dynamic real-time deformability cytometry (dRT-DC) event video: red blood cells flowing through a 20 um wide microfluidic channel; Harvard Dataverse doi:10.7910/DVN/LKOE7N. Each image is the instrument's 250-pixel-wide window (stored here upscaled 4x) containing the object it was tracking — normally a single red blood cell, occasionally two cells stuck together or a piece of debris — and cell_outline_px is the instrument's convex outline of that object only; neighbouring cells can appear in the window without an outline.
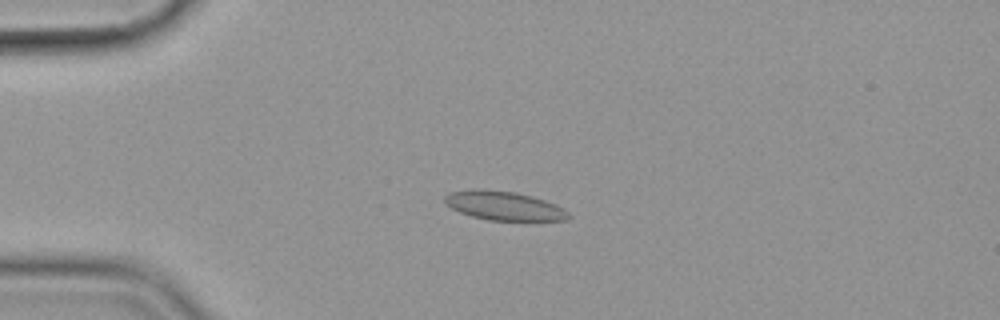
{"species": "common noctule bat (a hibernating species)", "species_latin": "Nyctalus noctula", "temperature_condition": "cold", "stored_images_in_passage": 56, "camera_frame_rate_fps": 3000, "um_per_image_px": 0.085, "animal": {"sex": "female", "body_mass_g": 19.9}, "frame": {"image": 1, "passage_image": 14, "time_ms": 4.333, "image_size_px": [1000, 320], "cell_outline_px": [[572, 216], [568, 220], [488, 220], [472, 216], [460, 212], [444, 204], [444, 196], [452, 192], [476, 188], [516, 192], [532, 196], [544, 200], [568, 212]], "centroid_in_image_um": [42.8, 17.48], "position_along_channel_um": 42.2, "area_um2": 20.69}}
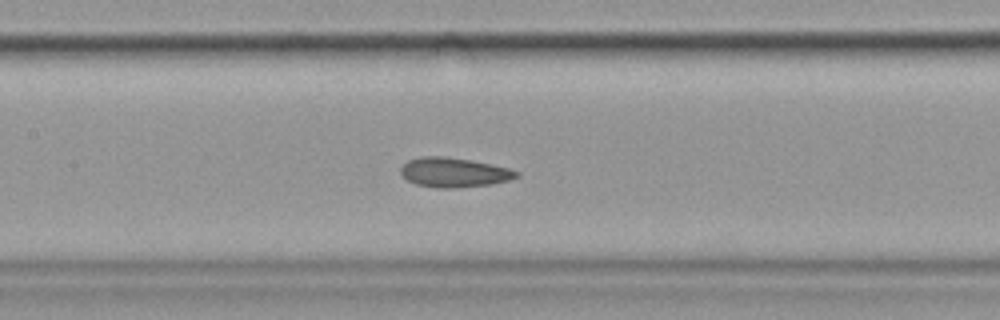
{"frame": {"image": 2, "passage_image": 27, "time_ms": 8.667, "image_size_px": [1000, 320], "cell_outline_px": [[520, 176], [512, 180], [492, 184], [456, 188], [436, 188], [416, 184], [408, 180], [400, 172], [400, 168], [408, 160], [420, 156], [444, 156], [472, 160], [492, 164], [508, 168], [520, 172]], "centroid_in_image_um": [38.62, 14.65], "position_along_channel_um": 168.8, "area_um2": 20.17}}
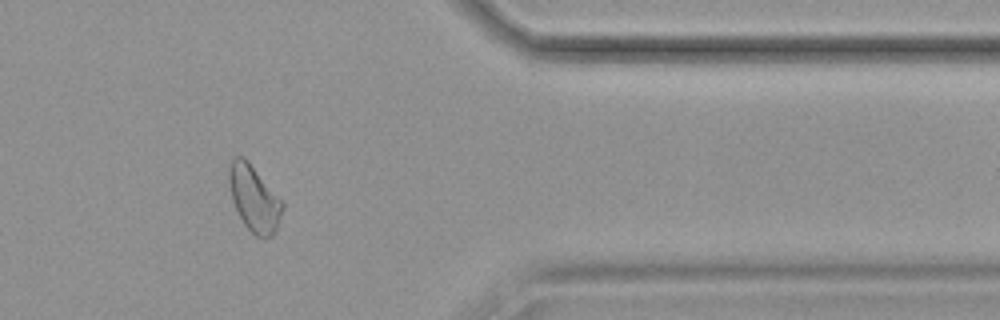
{"frame": {"image": 3, "passage_image": 47, "time_ms": 15.333, "image_size_px": [1000, 320], "cell_outline_px": [[284, 208], [276, 232], [272, 236], [256, 236], [244, 224], [232, 200], [228, 180], [228, 168], [232, 156], [244, 156], [248, 160], [284, 200]], "centroid_in_image_um": [21.62, 16.82], "position_along_channel_um": 389.8, "area_um2": 20.98}, "authors_computed_cell_mechanics": {"area_um2": 20.519, "velocity_mm_per_s": 3.5736, "shape_relaxation_time_tau1_ms": 5.296, "shape_relaxation_time_tau2_ms": 1.6699, "deformation_change_tau1": 0.1305, "deformation_change_tau2": 0.0731}}